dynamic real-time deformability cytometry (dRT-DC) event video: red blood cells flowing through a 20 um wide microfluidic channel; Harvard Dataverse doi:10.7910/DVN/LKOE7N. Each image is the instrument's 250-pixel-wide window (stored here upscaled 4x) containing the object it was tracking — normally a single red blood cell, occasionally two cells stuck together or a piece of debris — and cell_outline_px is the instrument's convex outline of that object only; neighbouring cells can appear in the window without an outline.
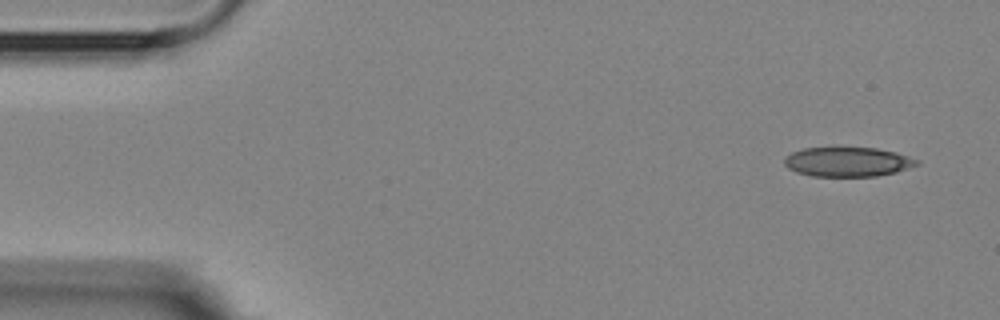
{"species": "Egyptian fruit bat (a non-hibernating species)", "species_latin": "Rousettus aegyptiacus", "temperature_condition": "room temperature", "stored_images_in_passage": 5, "camera_frame_rate_fps": 3000, "um_per_image_px": 0.085, "animal": {"sex": "female"}, "frame": {"image": 1, "passage_image": 1, "time_ms": 0.0, "image_size_px": [1000, 320], "cell_outline_px": [[920, 164], [896, 172], [876, 176], [812, 176], [796, 172], [788, 168], [784, 164], [784, 156], [792, 152], [804, 148], [876, 148], [896, 152], [920, 160]], "centroid_in_image_um": [72.05, 13.76], "position_along_channel_um": 12.9, "area_um2": 22.77}}
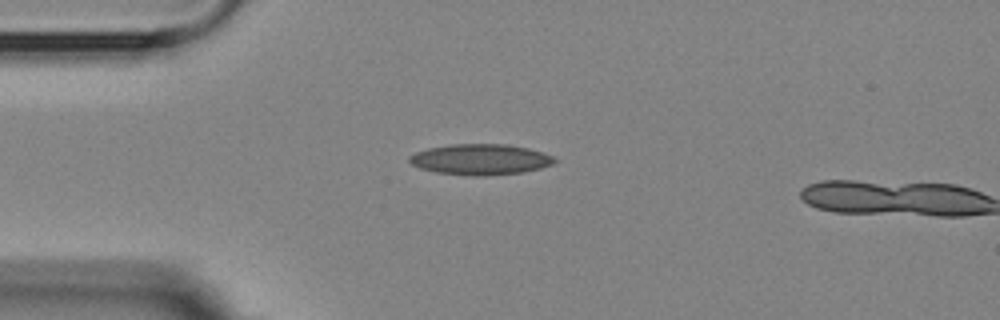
{"frame": {"image": 2, "passage_image": 4, "time_ms": 3.333, "image_size_px": [1000, 320], "cell_outline_px": [[556, 160], [552, 164], [540, 168], [524, 172], [484, 176], [472, 176], [436, 172], [420, 168], [412, 164], [408, 160], [408, 156], [416, 152], [428, 148], [448, 144], [504, 144], [528, 148], [552, 156]], "centroid_in_image_um": [40.8, 13.55], "position_along_channel_um": 44.2, "area_um2": 25.95}}